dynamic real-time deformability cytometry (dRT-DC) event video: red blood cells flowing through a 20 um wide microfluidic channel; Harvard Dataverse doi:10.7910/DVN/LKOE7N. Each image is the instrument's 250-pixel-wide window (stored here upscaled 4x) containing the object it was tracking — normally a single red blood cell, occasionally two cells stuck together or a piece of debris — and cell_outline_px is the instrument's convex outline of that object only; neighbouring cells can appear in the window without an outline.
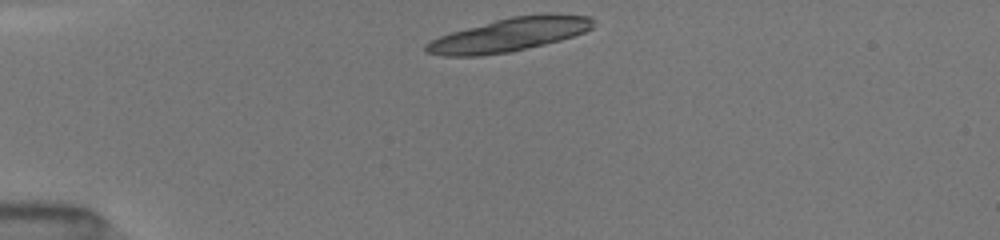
{"species": "common noctule bat (a hibernating species)", "species_latin": "Nyctalus noctula", "temperature_condition": "room temperature", "stored_images_in_passage": 15, "camera_frame_rate_fps": 3000, "um_per_image_px": 0.085, "animal": {"sex": "female", "body_mass_g": 19.5, "forearm_length_mm": 54.1}, "frame": {"image": 1, "passage_image": 1, "time_ms": 0.0, "image_size_px": [1000, 240], "cell_outline_px": [[592, 28], [584, 32], [560, 40], [512, 52], [480, 56], [444, 56], [424, 52], [424, 44], [440, 36], [452, 32], [496, 20], [512, 16], [544, 12], [552, 12], [588, 16], [592, 20]], "centroid_in_image_um": [43.3, 2.94], "position_along_channel_um": 41.7, "area_um2": 32.77}}